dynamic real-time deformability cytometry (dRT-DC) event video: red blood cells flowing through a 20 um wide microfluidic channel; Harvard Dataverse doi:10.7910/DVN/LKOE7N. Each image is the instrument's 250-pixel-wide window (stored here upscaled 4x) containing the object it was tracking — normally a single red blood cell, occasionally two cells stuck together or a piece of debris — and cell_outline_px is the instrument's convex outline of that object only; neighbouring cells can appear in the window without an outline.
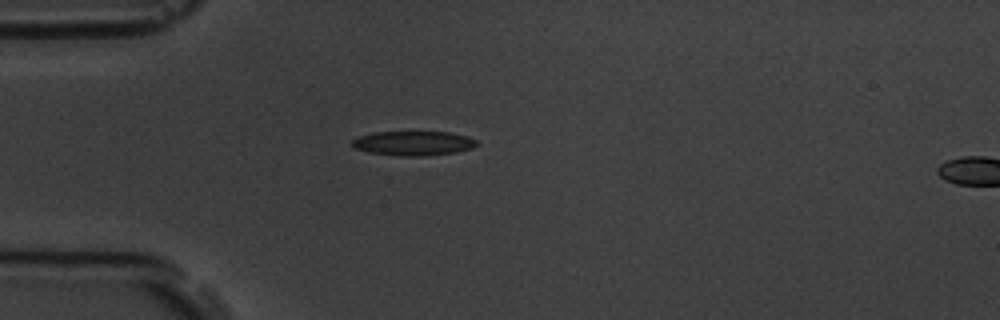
{"species": "common noctule bat (a hibernating species)", "species_latin": "Nyctalus noctula", "temperature_condition": "room temperature", "stored_images_in_passage": 2, "segment_of_instrument_passage": [1, 2], "camera_frame_rate_fps": 3000, "um_per_image_px": 0.085, "animal": {"sex": "male", "body_mass_g": 19.5, "forearm_length_mm": 54.6}, "frame": {"image": 1, "passage_image": 1, "time_ms": 0.0, "image_size_px": [1000, 320], "cell_outline_px": [[476, 144], [472, 148], [456, 152], [420, 156], [400, 156], [368, 152], [352, 148], [352, 140], [360, 136], [372, 132], [448, 132], [468, 136], [476, 140]], "centroid_in_image_um": [35.1, 12.17], "position_along_channel_um": 49.9, "area_um2": 17.69}}